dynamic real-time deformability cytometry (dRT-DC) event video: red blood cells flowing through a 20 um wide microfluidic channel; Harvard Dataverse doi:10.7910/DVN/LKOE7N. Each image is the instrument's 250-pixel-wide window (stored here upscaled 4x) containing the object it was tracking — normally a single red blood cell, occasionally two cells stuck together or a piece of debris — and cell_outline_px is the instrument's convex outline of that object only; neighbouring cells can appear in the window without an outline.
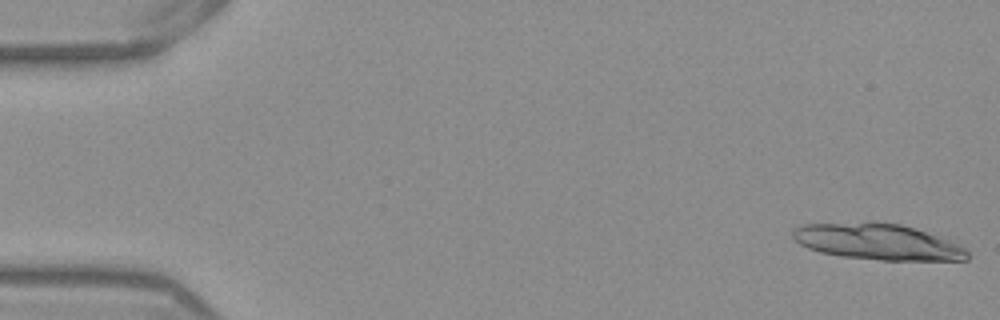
{"species": "Egyptian fruit bat (a non-hibernating species)", "species_latin": "Rousettus aegyptiacus", "temperature_condition": "warm", "stored_images_in_passage": 15, "camera_frame_rate_fps": 3000, "um_per_image_px": 0.085, "frame": {"image": 1, "passage_image": 1, "time_ms": 0.0, "image_size_px": [1000, 320], "cell_outline_px": [[968, 260], [880, 260], [840, 256], [820, 252], [808, 248], [800, 244], [792, 236], [792, 232], [800, 224], [900, 224], [960, 244], [968, 252]], "centroid_in_image_um": [74.61, 20.59], "position_along_channel_um": 10.4, "area_um2": 35.55}}